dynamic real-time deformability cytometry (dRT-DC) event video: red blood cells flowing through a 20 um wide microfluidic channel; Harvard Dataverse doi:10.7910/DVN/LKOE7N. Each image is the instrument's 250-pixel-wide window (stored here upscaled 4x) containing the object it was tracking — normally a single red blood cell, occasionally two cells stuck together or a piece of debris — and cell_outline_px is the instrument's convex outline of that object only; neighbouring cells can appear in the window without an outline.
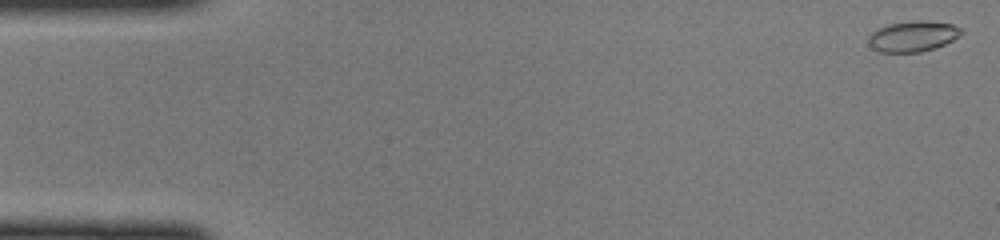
{"species": "common noctule bat (a hibernating species)", "species_latin": "Nyctalus noctula", "temperature_condition": "cold", "stored_images_in_passage": 47, "camera_frame_rate_fps": 3000, "um_per_image_px": 0.085, "animal": {"sex": "female", "body_mass_g": 22.0, "forearm_length_mm": 56.7}, "frame": {"image": 1, "passage_image": 1, "time_ms": 0.0, "image_size_px": [1000, 240], "cell_outline_px": [[964, 32], [960, 36], [944, 44], [920, 52], [876, 52], [868, 44], [868, 40], [872, 32], [888, 24], [916, 20], [928, 20], [952, 24], [960, 28]], "centroid_in_image_um": [77.59, 3.08], "position_along_channel_um": 7.4, "area_um2": 16.59}}
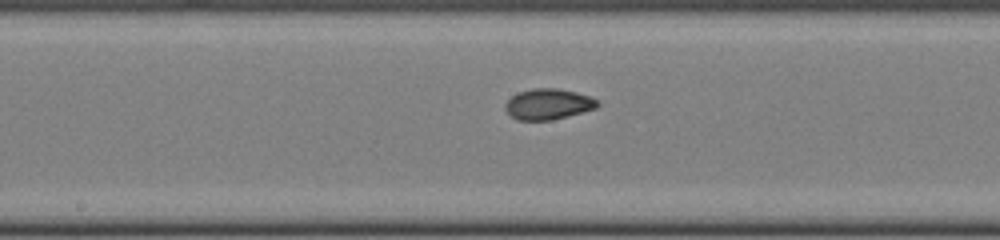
{"frame": {"image": 2, "passage_image": 24, "time_ms": 7.667, "image_size_px": [1000, 240], "cell_outline_px": [[600, 104], [596, 108], [552, 120], [516, 120], [504, 108], [504, 104], [512, 96], [520, 92], [532, 88], [556, 88], [576, 92], [588, 96], [596, 100]], "centroid_in_image_um": [46.58, 8.85], "position_along_channel_um": 201.6, "area_um2": 16.36}}
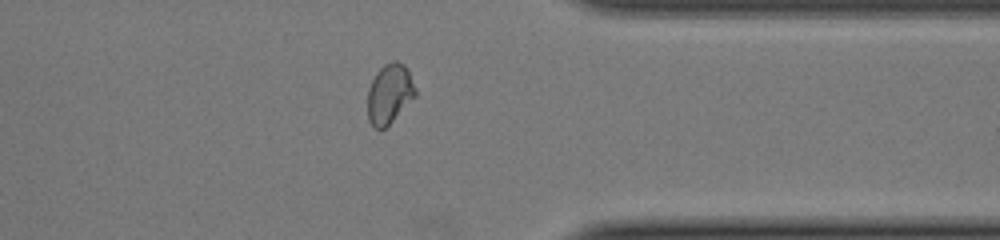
{"frame": {"image": 3, "passage_image": 37, "time_ms": 12.0, "image_size_px": [1000, 240], "cell_outline_px": [[416, 96], [384, 128], [376, 128], [368, 120], [368, 88], [376, 72], [384, 64], [392, 60], [396, 60], [404, 64], [416, 88]], "centroid_in_image_um": [33.1, 7.93], "position_along_channel_um": 378.3, "area_um2": 16.42}}